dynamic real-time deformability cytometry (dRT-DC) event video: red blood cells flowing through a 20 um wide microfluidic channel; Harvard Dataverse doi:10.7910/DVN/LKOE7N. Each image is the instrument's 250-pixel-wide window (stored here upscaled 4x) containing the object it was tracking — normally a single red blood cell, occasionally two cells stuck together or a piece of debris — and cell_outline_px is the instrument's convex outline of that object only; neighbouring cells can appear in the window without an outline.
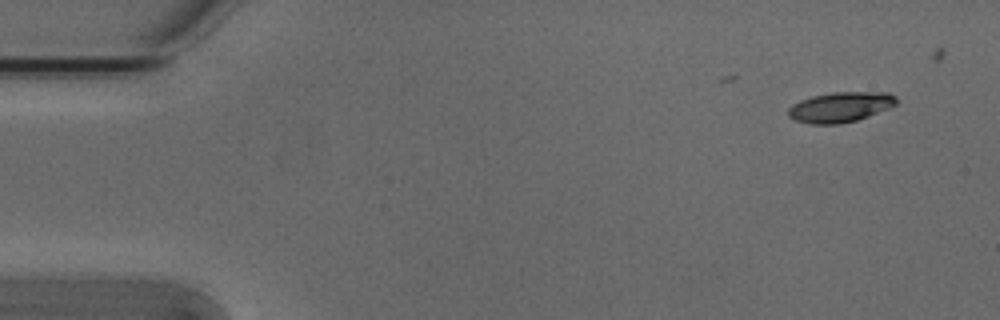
{"species": "Egyptian fruit bat (a non-hibernating species)", "species_latin": "Rousettus aegyptiacus", "temperature_condition": "cold", "stored_images_in_passage": 5, "segment_of_instrument_passage": [2, 2], "camera_frame_rate_fps": 3000, "um_per_image_px": 0.085, "animal": {"sex": "male"}, "frame": {"image": 1, "passage_image": 5, "time_ms": 1.333, "image_size_px": [1000, 320], "cell_outline_px": [[896, 104], [888, 108], [868, 116], [856, 120], [840, 124], [808, 124], [796, 120], [788, 116], [788, 108], [792, 104], [800, 100], [812, 96], [832, 92], [888, 92], [896, 96]], "centroid_in_image_um": [71.41, 9.1], "position_along_channel_um": 13.6, "area_um2": 19.02}}